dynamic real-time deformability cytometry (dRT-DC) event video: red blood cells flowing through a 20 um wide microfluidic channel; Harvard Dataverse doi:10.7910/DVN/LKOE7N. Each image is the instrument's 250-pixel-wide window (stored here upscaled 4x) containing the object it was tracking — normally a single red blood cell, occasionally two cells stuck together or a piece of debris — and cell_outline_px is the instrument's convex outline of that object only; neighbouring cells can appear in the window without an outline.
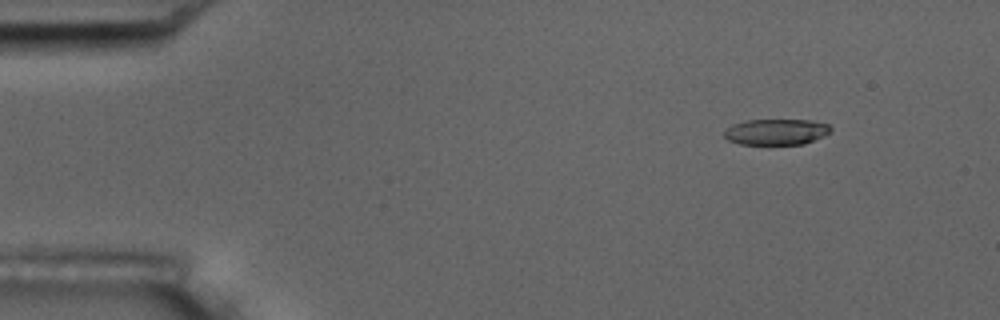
{"species": "common noctule bat (a hibernating species)", "species_latin": "Nyctalus noctula", "temperature_condition": "room temperature", "stored_images_in_passage": 6, "camera_frame_rate_fps": 3000, "um_per_image_px": 0.085, "animal": {"sex": "male", "body_mass_g": 17.5, "forearm_length_mm": 52.3}, "frame": {"image": 1, "passage_image": 2, "time_ms": 2.0, "image_size_px": [1000, 320], "cell_outline_px": [[832, 132], [824, 136], [804, 144], [740, 144], [728, 140], [724, 136], [724, 132], [732, 124], [744, 120], [808, 120], [828, 124], [832, 128]], "centroid_in_image_um": [65.99, 11.21], "position_along_channel_um": 19.0, "area_um2": 16.13}}
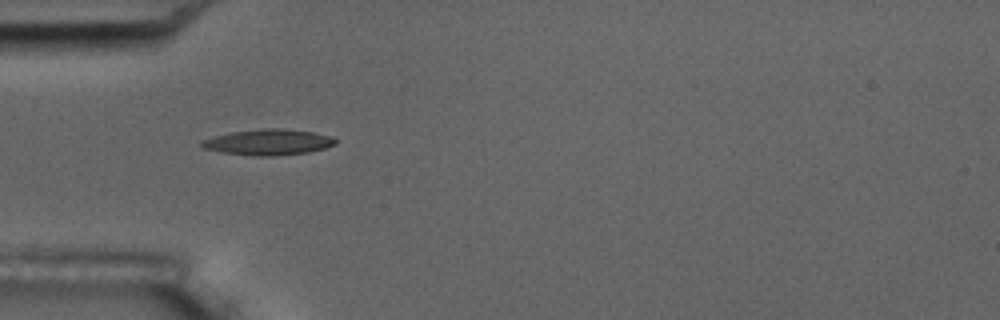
{"frame": {"image": 2, "passage_image": 5, "time_ms": 5.667, "image_size_px": [1000, 320], "cell_outline_px": [[336, 144], [324, 148], [308, 152], [272, 156], [256, 156], [224, 152], [204, 148], [200, 144], [200, 140], [232, 132], [260, 128], [280, 128], [312, 132], [328, 136], [336, 140]], "centroid_in_image_um": [22.79, 12.08], "position_along_channel_um": 62.2, "area_um2": 19.83}}